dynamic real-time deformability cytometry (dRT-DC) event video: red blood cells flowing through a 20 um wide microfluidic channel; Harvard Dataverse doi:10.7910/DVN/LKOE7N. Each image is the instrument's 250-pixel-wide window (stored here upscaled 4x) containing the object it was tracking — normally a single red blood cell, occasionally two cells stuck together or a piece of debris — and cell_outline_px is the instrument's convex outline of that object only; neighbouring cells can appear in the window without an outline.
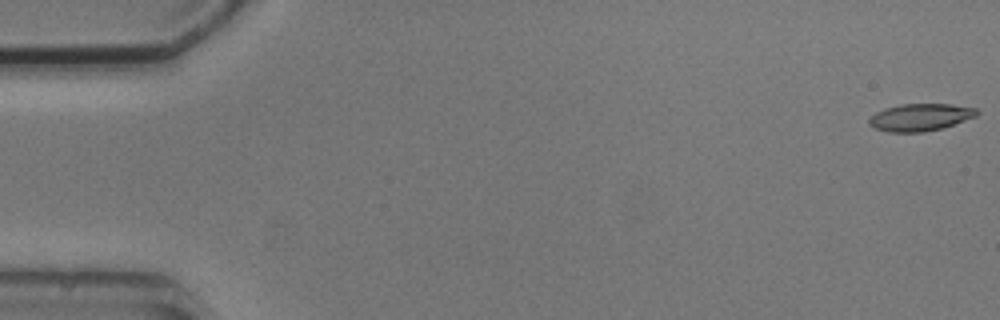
{"species": "common noctule bat (a hibernating species)", "species_latin": "Nyctalus noctula", "temperature_condition": "cold", "stored_images_in_passage": 6, "camera_frame_rate_fps": 3000, "um_per_image_px": 0.085, "animal": {"sex": "male", "body_mass_g": 20.5, "forearm_length_mm": 52.5}, "frame": {"image": 1, "passage_image": 1, "time_ms": 0.0, "image_size_px": [1000, 320], "cell_outline_px": [[980, 112], [976, 116], [940, 128], [924, 132], [888, 132], [876, 128], [868, 124], [868, 120], [876, 112], [884, 108], [900, 104], [952, 104], [976, 108]], "centroid_in_image_um": [78.2, 9.96], "position_along_channel_um": 6.8, "area_um2": 16.99}}
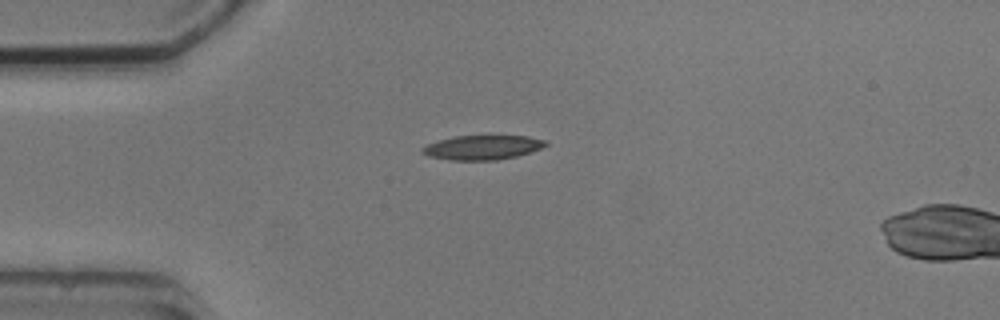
{"frame": {"image": 2, "passage_image": 5, "time_ms": 4.333, "image_size_px": [1000, 320], "cell_outline_px": [[548, 144], [540, 148], [516, 156], [496, 160], [448, 160], [428, 156], [420, 152], [420, 148], [428, 144], [440, 140], [456, 136], [528, 136], [544, 140]], "centroid_in_image_um": [40.95, 12.54], "position_along_channel_um": 44.0, "area_um2": 17.34}}